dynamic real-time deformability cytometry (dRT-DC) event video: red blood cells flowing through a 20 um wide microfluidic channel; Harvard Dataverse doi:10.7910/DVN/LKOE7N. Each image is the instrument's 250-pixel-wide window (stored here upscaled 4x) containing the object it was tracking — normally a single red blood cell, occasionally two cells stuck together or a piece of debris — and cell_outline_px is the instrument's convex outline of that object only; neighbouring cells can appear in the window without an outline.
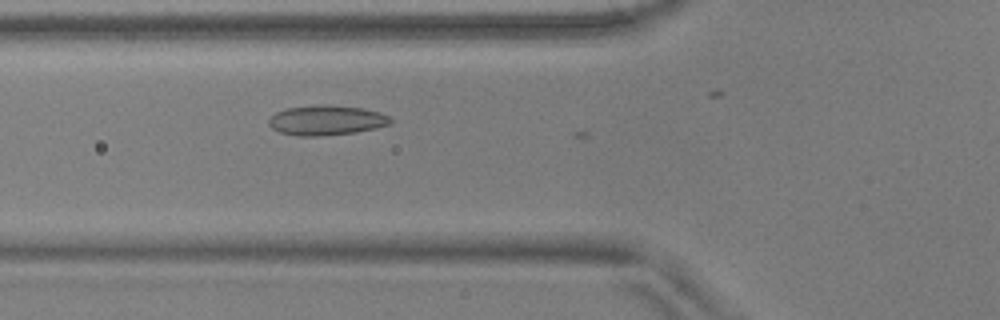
{"species": "common noctule bat (a hibernating species)", "species_latin": "Nyctalus noctula", "temperature_condition": "warm", "stored_images_in_passage": 4, "camera_frame_rate_fps": 3000, "um_per_image_px": 0.085, "animal": {"sex": "male", "body_mass_g": 17.9, "forearm_length_mm": 54.2}, "frame": {"image": 1, "passage_image": 3, "time_ms": 0.667, "image_size_px": [1000, 320], "cell_outline_px": [[392, 124], [376, 128], [356, 132], [320, 136], [300, 136], [280, 132], [272, 128], [268, 124], [268, 120], [276, 112], [288, 108], [324, 104], [328, 104], [364, 108], [380, 112], [388, 116], [392, 120]], "centroid_in_image_um": [27.77, 10.22], "position_along_channel_um": 98.0, "area_um2": 21.27}}